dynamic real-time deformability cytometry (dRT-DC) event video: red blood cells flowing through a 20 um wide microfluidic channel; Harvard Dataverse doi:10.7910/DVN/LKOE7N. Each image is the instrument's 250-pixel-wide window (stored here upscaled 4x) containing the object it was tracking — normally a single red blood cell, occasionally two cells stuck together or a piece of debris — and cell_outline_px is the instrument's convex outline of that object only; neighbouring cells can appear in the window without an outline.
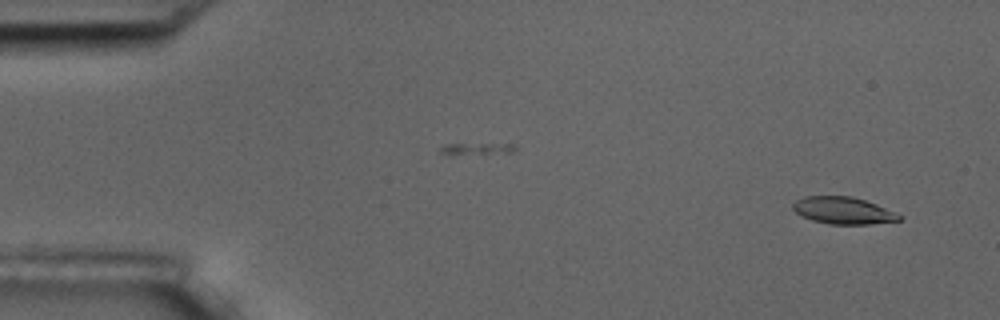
{"species": "common noctule bat (a hibernating species)", "species_latin": "Nyctalus noctula", "temperature_condition": "room temperature", "stored_images_in_passage": 12, "camera_frame_rate_fps": 3000, "um_per_image_px": 0.085, "animal": {"sex": "male", "body_mass_g": 17.5, "forearm_length_mm": 52.3}, "frame": {"image": 1, "passage_image": 3, "time_ms": 0.667, "image_size_px": [1000, 320], "cell_outline_px": [[904, 216], [900, 220], [868, 224], [828, 224], [812, 220], [800, 216], [792, 208], [792, 204], [796, 200], [804, 196], [852, 196], [876, 204]], "centroid_in_image_um": [71.64, 17.89], "position_along_channel_um": 13.4, "area_um2": 16.76}}